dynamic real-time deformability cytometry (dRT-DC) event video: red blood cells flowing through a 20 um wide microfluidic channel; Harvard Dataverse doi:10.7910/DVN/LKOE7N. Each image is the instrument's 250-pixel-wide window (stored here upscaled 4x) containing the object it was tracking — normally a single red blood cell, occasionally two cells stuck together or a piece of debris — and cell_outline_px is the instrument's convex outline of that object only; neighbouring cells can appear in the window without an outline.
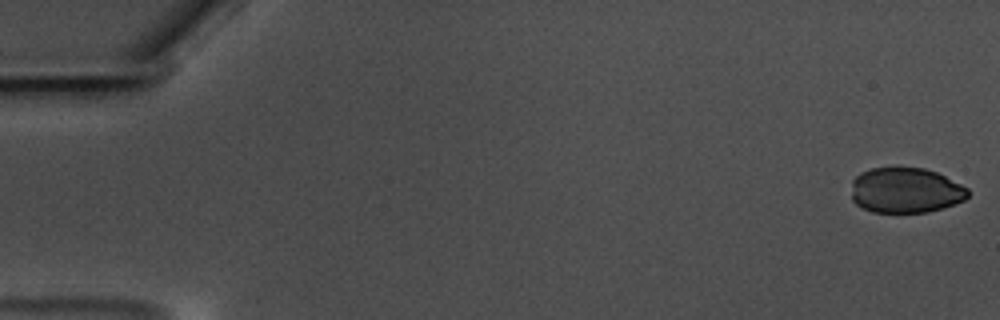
{"species": "common noctule bat (a hibernating species)", "species_latin": "Nyctalus noctula", "temperature_condition": "warm", "stored_images_in_passage": 10, "camera_frame_rate_fps": 3000, "um_per_image_px": 0.085, "animal": {"sex": "male", "body_mass_g": 17.5, "forearm_length_mm": 52.3}, "frame": {"image": 1, "passage_image": 1, "time_ms": 0.0, "image_size_px": [1000, 320], "cell_outline_px": [[968, 196], [964, 200], [928, 212], [872, 212], [856, 204], [852, 200], [852, 180], [860, 172], [872, 168], [896, 164], [924, 168], [936, 172], [968, 188]], "centroid_in_image_um": [76.93, 16.13], "position_along_channel_um": 8.1, "area_um2": 31.33}}